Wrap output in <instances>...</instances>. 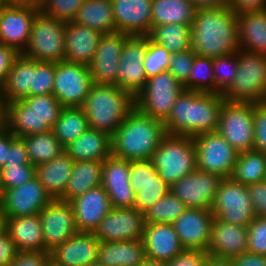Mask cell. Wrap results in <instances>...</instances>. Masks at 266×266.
<instances>
[{
  "label": "cell",
  "mask_w": 266,
  "mask_h": 266,
  "mask_svg": "<svg viewBox=\"0 0 266 266\" xmlns=\"http://www.w3.org/2000/svg\"><path fill=\"white\" fill-rule=\"evenodd\" d=\"M191 49L196 55L217 58L237 52V13L229 5L196 10L191 26Z\"/></svg>",
  "instance_id": "obj_1"
},
{
  "label": "cell",
  "mask_w": 266,
  "mask_h": 266,
  "mask_svg": "<svg viewBox=\"0 0 266 266\" xmlns=\"http://www.w3.org/2000/svg\"><path fill=\"white\" fill-rule=\"evenodd\" d=\"M224 101L221 94L183 90L163 122L166 134L195 137L217 131Z\"/></svg>",
  "instance_id": "obj_2"
},
{
  "label": "cell",
  "mask_w": 266,
  "mask_h": 266,
  "mask_svg": "<svg viewBox=\"0 0 266 266\" xmlns=\"http://www.w3.org/2000/svg\"><path fill=\"white\" fill-rule=\"evenodd\" d=\"M165 135L161 120L135 107L111 135V155L127 161L151 159Z\"/></svg>",
  "instance_id": "obj_3"
},
{
  "label": "cell",
  "mask_w": 266,
  "mask_h": 266,
  "mask_svg": "<svg viewBox=\"0 0 266 266\" xmlns=\"http://www.w3.org/2000/svg\"><path fill=\"white\" fill-rule=\"evenodd\" d=\"M63 107L53 94L29 96L5 103L1 120L19 138L45 133L52 130Z\"/></svg>",
  "instance_id": "obj_4"
},
{
  "label": "cell",
  "mask_w": 266,
  "mask_h": 266,
  "mask_svg": "<svg viewBox=\"0 0 266 266\" xmlns=\"http://www.w3.org/2000/svg\"><path fill=\"white\" fill-rule=\"evenodd\" d=\"M81 107L87 116L89 128L111 136L136 104L135 97L117 85L93 83Z\"/></svg>",
  "instance_id": "obj_5"
},
{
  "label": "cell",
  "mask_w": 266,
  "mask_h": 266,
  "mask_svg": "<svg viewBox=\"0 0 266 266\" xmlns=\"http://www.w3.org/2000/svg\"><path fill=\"white\" fill-rule=\"evenodd\" d=\"M150 160L159 176L171 186L197 169L193 137L166 134Z\"/></svg>",
  "instance_id": "obj_6"
},
{
  "label": "cell",
  "mask_w": 266,
  "mask_h": 266,
  "mask_svg": "<svg viewBox=\"0 0 266 266\" xmlns=\"http://www.w3.org/2000/svg\"><path fill=\"white\" fill-rule=\"evenodd\" d=\"M237 75L222 94L227 101L266 102V55L237 51Z\"/></svg>",
  "instance_id": "obj_7"
},
{
  "label": "cell",
  "mask_w": 266,
  "mask_h": 266,
  "mask_svg": "<svg viewBox=\"0 0 266 266\" xmlns=\"http://www.w3.org/2000/svg\"><path fill=\"white\" fill-rule=\"evenodd\" d=\"M66 22L46 16L39 11L32 23L24 56L40 61L58 63L65 60Z\"/></svg>",
  "instance_id": "obj_8"
},
{
  "label": "cell",
  "mask_w": 266,
  "mask_h": 266,
  "mask_svg": "<svg viewBox=\"0 0 266 266\" xmlns=\"http://www.w3.org/2000/svg\"><path fill=\"white\" fill-rule=\"evenodd\" d=\"M217 132L238 152L254 149L253 102H223Z\"/></svg>",
  "instance_id": "obj_9"
},
{
  "label": "cell",
  "mask_w": 266,
  "mask_h": 266,
  "mask_svg": "<svg viewBox=\"0 0 266 266\" xmlns=\"http://www.w3.org/2000/svg\"><path fill=\"white\" fill-rule=\"evenodd\" d=\"M183 90V85L164 71L147 79L145 88L135 97V104L142 113L164 122Z\"/></svg>",
  "instance_id": "obj_10"
},
{
  "label": "cell",
  "mask_w": 266,
  "mask_h": 266,
  "mask_svg": "<svg viewBox=\"0 0 266 266\" xmlns=\"http://www.w3.org/2000/svg\"><path fill=\"white\" fill-rule=\"evenodd\" d=\"M210 210L216 219L243 227L256 217L247 186L231 177L222 179Z\"/></svg>",
  "instance_id": "obj_11"
},
{
  "label": "cell",
  "mask_w": 266,
  "mask_h": 266,
  "mask_svg": "<svg viewBox=\"0 0 266 266\" xmlns=\"http://www.w3.org/2000/svg\"><path fill=\"white\" fill-rule=\"evenodd\" d=\"M197 154V169L231 177L238 152L217 132L193 137Z\"/></svg>",
  "instance_id": "obj_12"
},
{
  "label": "cell",
  "mask_w": 266,
  "mask_h": 266,
  "mask_svg": "<svg viewBox=\"0 0 266 266\" xmlns=\"http://www.w3.org/2000/svg\"><path fill=\"white\" fill-rule=\"evenodd\" d=\"M92 84L89 66L65 60L55 63L52 94L64 107H81Z\"/></svg>",
  "instance_id": "obj_13"
},
{
  "label": "cell",
  "mask_w": 266,
  "mask_h": 266,
  "mask_svg": "<svg viewBox=\"0 0 266 266\" xmlns=\"http://www.w3.org/2000/svg\"><path fill=\"white\" fill-rule=\"evenodd\" d=\"M148 36H129L123 46L118 65L116 85L136 97L146 86L143 60Z\"/></svg>",
  "instance_id": "obj_14"
},
{
  "label": "cell",
  "mask_w": 266,
  "mask_h": 266,
  "mask_svg": "<svg viewBox=\"0 0 266 266\" xmlns=\"http://www.w3.org/2000/svg\"><path fill=\"white\" fill-rule=\"evenodd\" d=\"M39 218L43 229L44 247L49 253L78 232L74 211L69 201L52 199L39 212Z\"/></svg>",
  "instance_id": "obj_15"
},
{
  "label": "cell",
  "mask_w": 266,
  "mask_h": 266,
  "mask_svg": "<svg viewBox=\"0 0 266 266\" xmlns=\"http://www.w3.org/2000/svg\"><path fill=\"white\" fill-rule=\"evenodd\" d=\"M39 11V6L6 3L0 9V43L23 53L29 42L35 15Z\"/></svg>",
  "instance_id": "obj_16"
},
{
  "label": "cell",
  "mask_w": 266,
  "mask_h": 266,
  "mask_svg": "<svg viewBox=\"0 0 266 266\" xmlns=\"http://www.w3.org/2000/svg\"><path fill=\"white\" fill-rule=\"evenodd\" d=\"M145 224L144 213L134 207L112 208L93 234L100 242L137 241L143 238Z\"/></svg>",
  "instance_id": "obj_17"
},
{
  "label": "cell",
  "mask_w": 266,
  "mask_h": 266,
  "mask_svg": "<svg viewBox=\"0 0 266 266\" xmlns=\"http://www.w3.org/2000/svg\"><path fill=\"white\" fill-rule=\"evenodd\" d=\"M222 177L196 169L170 186V192L187 208L211 209Z\"/></svg>",
  "instance_id": "obj_18"
},
{
  "label": "cell",
  "mask_w": 266,
  "mask_h": 266,
  "mask_svg": "<svg viewBox=\"0 0 266 266\" xmlns=\"http://www.w3.org/2000/svg\"><path fill=\"white\" fill-rule=\"evenodd\" d=\"M52 200L37 177L12 189L2 190L0 208L6 218L39 214Z\"/></svg>",
  "instance_id": "obj_19"
},
{
  "label": "cell",
  "mask_w": 266,
  "mask_h": 266,
  "mask_svg": "<svg viewBox=\"0 0 266 266\" xmlns=\"http://www.w3.org/2000/svg\"><path fill=\"white\" fill-rule=\"evenodd\" d=\"M129 36L120 32L102 35L89 65L93 83L116 85L121 52Z\"/></svg>",
  "instance_id": "obj_20"
},
{
  "label": "cell",
  "mask_w": 266,
  "mask_h": 266,
  "mask_svg": "<svg viewBox=\"0 0 266 266\" xmlns=\"http://www.w3.org/2000/svg\"><path fill=\"white\" fill-rule=\"evenodd\" d=\"M214 214L210 209L187 208L173 223L185 250H208Z\"/></svg>",
  "instance_id": "obj_21"
},
{
  "label": "cell",
  "mask_w": 266,
  "mask_h": 266,
  "mask_svg": "<svg viewBox=\"0 0 266 266\" xmlns=\"http://www.w3.org/2000/svg\"><path fill=\"white\" fill-rule=\"evenodd\" d=\"M101 186L112 208H133L135 194L130 186L129 161L110 155L103 161Z\"/></svg>",
  "instance_id": "obj_22"
},
{
  "label": "cell",
  "mask_w": 266,
  "mask_h": 266,
  "mask_svg": "<svg viewBox=\"0 0 266 266\" xmlns=\"http://www.w3.org/2000/svg\"><path fill=\"white\" fill-rule=\"evenodd\" d=\"M153 0H110L116 32L147 36L152 28Z\"/></svg>",
  "instance_id": "obj_23"
},
{
  "label": "cell",
  "mask_w": 266,
  "mask_h": 266,
  "mask_svg": "<svg viewBox=\"0 0 266 266\" xmlns=\"http://www.w3.org/2000/svg\"><path fill=\"white\" fill-rule=\"evenodd\" d=\"M78 232H94L99 222L112 209L105 189L100 185L69 201Z\"/></svg>",
  "instance_id": "obj_24"
},
{
  "label": "cell",
  "mask_w": 266,
  "mask_h": 266,
  "mask_svg": "<svg viewBox=\"0 0 266 266\" xmlns=\"http://www.w3.org/2000/svg\"><path fill=\"white\" fill-rule=\"evenodd\" d=\"M100 241L92 232H77L50 252L57 266H87L97 261Z\"/></svg>",
  "instance_id": "obj_25"
},
{
  "label": "cell",
  "mask_w": 266,
  "mask_h": 266,
  "mask_svg": "<svg viewBox=\"0 0 266 266\" xmlns=\"http://www.w3.org/2000/svg\"><path fill=\"white\" fill-rule=\"evenodd\" d=\"M142 240L150 260L167 263L185 250L172 224L146 223Z\"/></svg>",
  "instance_id": "obj_26"
},
{
  "label": "cell",
  "mask_w": 266,
  "mask_h": 266,
  "mask_svg": "<svg viewBox=\"0 0 266 266\" xmlns=\"http://www.w3.org/2000/svg\"><path fill=\"white\" fill-rule=\"evenodd\" d=\"M248 228L213 218L207 253L234 257L247 252Z\"/></svg>",
  "instance_id": "obj_27"
},
{
  "label": "cell",
  "mask_w": 266,
  "mask_h": 266,
  "mask_svg": "<svg viewBox=\"0 0 266 266\" xmlns=\"http://www.w3.org/2000/svg\"><path fill=\"white\" fill-rule=\"evenodd\" d=\"M102 33L71 22H66L65 61L89 66L98 47Z\"/></svg>",
  "instance_id": "obj_28"
},
{
  "label": "cell",
  "mask_w": 266,
  "mask_h": 266,
  "mask_svg": "<svg viewBox=\"0 0 266 266\" xmlns=\"http://www.w3.org/2000/svg\"><path fill=\"white\" fill-rule=\"evenodd\" d=\"M241 50L266 55V9L237 13Z\"/></svg>",
  "instance_id": "obj_29"
},
{
  "label": "cell",
  "mask_w": 266,
  "mask_h": 266,
  "mask_svg": "<svg viewBox=\"0 0 266 266\" xmlns=\"http://www.w3.org/2000/svg\"><path fill=\"white\" fill-rule=\"evenodd\" d=\"M42 230L39 214L6 219V231L18 252H47Z\"/></svg>",
  "instance_id": "obj_30"
},
{
  "label": "cell",
  "mask_w": 266,
  "mask_h": 266,
  "mask_svg": "<svg viewBox=\"0 0 266 266\" xmlns=\"http://www.w3.org/2000/svg\"><path fill=\"white\" fill-rule=\"evenodd\" d=\"M65 153L74 161H104L111 155V136L88 128L78 139L65 146Z\"/></svg>",
  "instance_id": "obj_31"
},
{
  "label": "cell",
  "mask_w": 266,
  "mask_h": 266,
  "mask_svg": "<svg viewBox=\"0 0 266 266\" xmlns=\"http://www.w3.org/2000/svg\"><path fill=\"white\" fill-rule=\"evenodd\" d=\"M74 161L64 152L36 167V177L52 199L61 198L72 175Z\"/></svg>",
  "instance_id": "obj_32"
},
{
  "label": "cell",
  "mask_w": 266,
  "mask_h": 266,
  "mask_svg": "<svg viewBox=\"0 0 266 266\" xmlns=\"http://www.w3.org/2000/svg\"><path fill=\"white\" fill-rule=\"evenodd\" d=\"M145 259L142 239L100 242L97 261L104 266H139Z\"/></svg>",
  "instance_id": "obj_33"
},
{
  "label": "cell",
  "mask_w": 266,
  "mask_h": 266,
  "mask_svg": "<svg viewBox=\"0 0 266 266\" xmlns=\"http://www.w3.org/2000/svg\"><path fill=\"white\" fill-rule=\"evenodd\" d=\"M31 86L32 59L21 53L9 70L3 88L0 91L1 107L7 102L23 100L25 97H29Z\"/></svg>",
  "instance_id": "obj_34"
},
{
  "label": "cell",
  "mask_w": 266,
  "mask_h": 266,
  "mask_svg": "<svg viewBox=\"0 0 266 266\" xmlns=\"http://www.w3.org/2000/svg\"><path fill=\"white\" fill-rule=\"evenodd\" d=\"M73 22L102 34L116 32L110 0H84Z\"/></svg>",
  "instance_id": "obj_35"
},
{
  "label": "cell",
  "mask_w": 266,
  "mask_h": 266,
  "mask_svg": "<svg viewBox=\"0 0 266 266\" xmlns=\"http://www.w3.org/2000/svg\"><path fill=\"white\" fill-rule=\"evenodd\" d=\"M103 161H76L62 200L71 201L101 185Z\"/></svg>",
  "instance_id": "obj_36"
},
{
  "label": "cell",
  "mask_w": 266,
  "mask_h": 266,
  "mask_svg": "<svg viewBox=\"0 0 266 266\" xmlns=\"http://www.w3.org/2000/svg\"><path fill=\"white\" fill-rule=\"evenodd\" d=\"M195 13L192 0H153L152 26L174 23L192 26Z\"/></svg>",
  "instance_id": "obj_37"
},
{
  "label": "cell",
  "mask_w": 266,
  "mask_h": 266,
  "mask_svg": "<svg viewBox=\"0 0 266 266\" xmlns=\"http://www.w3.org/2000/svg\"><path fill=\"white\" fill-rule=\"evenodd\" d=\"M231 178L243 185L266 180V154L257 150L238 153Z\"/></svg>",
  "instance_id": "obj_38"
},
{
  "label": "cell",
  "mask_w": 266,
  "mask_h": 266,
  "mask_svg": "<svg viewBox=\"0 0 266 266\" xmlns=\"http://www.w3.org/2000/svg\"><path fill=\"white\" fill-rule=\"evenodd\" d=\"M148 38L164 47L171 54L191 49V26L184 24H166L152 26Z\"/></svg>",
  "instance_id": "obj_39"
},
{
  "label": "cell",
  "mask_w": 266,
  "mask_h": 266,
  "mask_svg": "<svg viewBox=\"0 0 266 266\" xmlns=\"http://www.w3.org/2000/svg\"><path fill=\"white\" fill-rule=\"evenodd\" d=\"M21 139L26 146L29 161L34 166L51 161L65 152V147L55 137L52 130L23 136Z\"/></svg>",
  "instance_id": "obj_40"
},
{
  "label": "cell",
  "mask_w": 266,
  "mask_h": 266,
  "mask_svg": "<svg viewBox=\"0 0 266 266\" xmlns=\"http://www.w3.org/2000/svg\"><path fill=\"white\" fill-rule=\"evenodd\" d=\"M89 128L87 116L82 107H63L52 131L65 147L75 141Z\"/></svg>",
  "instance_id": "obj_41"
},
{
  "label": "cell",
  "mask_w": 266,
  "mask_h": 266,
  "mask_svg": "<svg viewBox=\"0 0 266 266\" xmlns=\"http://www.w3.org/2000/svg\"><path fill=\"white\" fill-rule=\"evenodd\" d=\"M183 87L184 90L216 94L213 58L195 55L190 74Z\"/></svg>",
  "instance_id": "obj_42"
},
{
  "label": "cell",
  "mask_w": 266,
  "mask_h": 266,
  "mask_svg": "<svg viewBox=\"0 0 266 266\" xmlns=\"http://www.w3.org/2000/svg\"><path fill=\"white\" fill-rule=\"evenodd\" d=\"M186 209L187 206L169 192L144 212L145 223L172 224Z\"/></svg>",
  "instance_id": "obj_43"
},
{
  "label": "cell",
  "mask_w": 266,
  "mask_h": 266,
  "mask_svg": "<svg viewBox=\"0 0 266 266\" xmlns=\"http://www.w3.org/2000/svg\"><path fill=\"white\" fill-rule=\"evenodd\" d=\"M237 70V52L213 58L216 94L222 95L232 85Z\"/></svg>",
  "instance_id": "obj_44"
},
{
  "label": "cell",
  "mask_w": 266,
  "mask_h": 266,
  "mask_svg": "<svg viewBox=\"0 0 266 266\" xmlns=\"http://www.w3.org/2000/svg\"><path fill=\"white\" fill-rule=\"evenodd\" d=\"M55 63L32 59V86L29 96L52 94L54 86Z\"/></svg>",
  "instance_id": "obj_45"
},
{
  "label": "cell",
  "mask_w": 266,
  "mask_h": 266,
  "mask_svg": "<svg viewBox=\"0 0 266 266\" xmlns=\"http://www.w3.org/2000/svg\"><path fill=\"white\" fill-rule=\"evenodd\" d=\"M169 192L170 185L157 173L147 185L141 188V191L135 194L133 207L144 213Z\"/></svg>",
  "instance_id": "obj_46"
},
{
  "label": "cell",
  "mask_w": 266,
  "mask_h": 266,
  "mask_svg": "<svg viewBox=\"0 0 266 266\" xmlns=\"http://www.w3.org/2000/svg\"><path fill=\"white\" fill-rule=\"evenodd\" d=\"M84 0H41L40 11L48 17L71 22L77 15Z\"/></svg>",
  "instance_id": "obj_47"
},
{
  "label": "cell",
  "mask_w": 266,
  "mask_h": 266,
  "mask_svg": "<svg viewBox=\"0 0 266 266\" xmlns=\"http://www.w3.org/2000/svg\"><path fill=\"white\" fill-rule=\"evenodd\" d=\"M170 58V52L148 38L146 55L143 60L146 78L149 79L161 72L168 71Z\"/></svg>",
  "instance_id": "obj_48"
},
{
  "label": "cell",
  "mask_w": 266,
  "mask_h": 266,
  "mask_svg": "<svg viewBox=\"0 0 266 266\" xmlns=\"http://www.w3.org/2000/svg\"><path fill=\"white\" fill-rule=\"evenodd\" d=\"M36 177L34 165L4 166L0 169L1 190L12 189Z\"/></svg>",
  "instance_id": "obj_49"
},
{
  "label": "cell",
  "mask_w": 266,
  "mask_h": 266,
  "mask_svg": "<svg viewBox=\"0 0 266 266\" xmlns=\"http://www.w3.org/2000/svg\"><path fill=\"white\" fill-rule=\"evenodd\" d=\"M157 169L150 159L129 161V180L134 194L141 191L157 174Z\"/></svg>",
  "instance_id": "obj_50"
},
{
  "label": "cell",
  "mask_w": 266,
  "mask_h": 266,
  "mask_svg": "<svg viewBox=\"0 0 266 266\" xmlns=\"http://www.w3.org/2000/svg\"><path fill=\"white\" fill-rule=\"evenodd\" d=\"M247 228V251L255 254L266 255V216L255 217Z\"/></svg>",
  "instance_id": "obj_51"
},
{
  "label": "cell",
  "mask_w": 266,
  "mask_h": 266,
  "mask_svg": "<svg viewBox=\"0 0 266 266\" xmlns=\"http://www.w3.org/2000/svg\"><path fill=\"white\" fill-rule=\"evenodd\" d=\"M195 53L192 49L171 54L168 71L183 85L190 74Z\"/></svg>",
  "instance_id": "obj_52"
},
{
  "label": "cell",
  "mask_w": 266,
  "mask_h": 266,
  "mask_svg": "<svg viewBox=\"0 0 266 266\" xmlns=\"http://www.w3.org/2000/svg\"><path fill=\"white\" fill-rule=\"evenodd\" d=\"M254 150L266 154V102L253 103Z\"/></svg>",
  "instance_id": "obj_53"
},
{
  "label": "cell",
  "mask_w": 266,
  "mask_h": 266,
  "mask_svg": "<svg viewBox=\"0 0 266 266\" xmlns=\"http://www.w3.org/2000/svg\"><path fill=\"white\" fill-rule=\"evenodd\" d=\"M256 217L266 216V180L247 186Z\"/></svg>",
  "instance_id": "obj_54"
},
{
  "label": "cell",
  "mask_w": 266,
  "mask_h": 266,
  "mask_svg": "<svg viewBox=\"0 0 266 266\" xmlns=\"http://www.w3.org/2000/svg\"><path fill=\"white\" fill-rule=\"evenodd\" d=\"M49 260V252H18L14 260L8 266H45Z\"/></svg>",
  "instance_id": "obj_55"
},
{
  "label": "cell",
  "mask_w": 266,
  "mask_h": 266,
  "mask_svg": "<svg viewBox=\"0 0 266 266\" xmlns=\"http://www.w3.org/2000/svg\"><path fill=\"white\" fill-rule=\"evenodd\" d=\"M32 165L28 158L26 146L23 140L17 137L8 151L7 160L4 166Z\"/></svg>",
  "instance_id": "obj_56"
},
{
  "label": "cell",
  "mask_w": 266,
  "mask_h": 266,
  "mask_svg": "<svg viewBox=\"0 0 266 266\" xmlns=\"http://www.w3.org/2000/svg\"><path fill=\"white\" fill-rule=\"evenodd\" d=\"M19 55L20 53L15 48L0 43V91L9 70Z\"/></svg>",
  "instance_id": "obj_57"
},
{
  "label": "cell",
  "mask_w": 266,
  "mask_h": 266,
  "mask_svg": "<svg viewBox=\"0 0 266 266\" xmlns=\"http://www.w3.org/2000/svg\"><path fill=\"white\" fill-rule=\"evenodd\" d=\"M207 252L199 250H184L178 256L167 262V266H202Z\"/></svg>",
  "instance_id": "obj_58"
},
{
  "label": "cell",
  "mask_w": 266,
  "mask_h": 266,
  "mask_svg": "<svg viewBox=\"0 0 266 266\" xmlns=\"http://www.w3.org/2000/svg\"><path fill=\"white\" fill-rule=\"evenodd\" d=\"M18 250L7 231L0 234V266H8L16 257Z\"/></svg>",
  "instance_id": "obj_59"
},
{
  "label": "cell",
  "mask_w": 266,
  "mask_h": 266,
  "mask_svg": "<svg viewBox=\"0 0 266 266\" xmlns=\"http://www.w3.org/2000/svg\"><path fill=\"white\" fill-rule=\"evenodd\" d=\"M232 266H266V255L245 252L231 257Z\"/></svg>",
  "instance_id": "obj_60"
},
{
  "label": "cell",
  "mask_w": 266,
  "mask_h": 266,
  "mask_svg": "<svg viewBox=\"0 0 266 266\" xmlns=\"http://www.w3.org/2000/svg\"><path fill=\"white\" fill-rule=\"evenodd\" d=\"M17 137L3 124H0V169L4 167L11 143Z\"/></svg>",
  "instance_id": "obj_61"
},
{
  "label": "cell",
  "mask_w": 266,
  "mask_h": 266,
  "mask_svg": "<svg viewBox=\"0 0 266 266\" xmlns=\"http://www.w3.org/2000/svg\"><path fill=\"white\" fill-rule=\"evenodd\" d=\"M229 7L236 13L246 10L266 9V0H229Z\"/></svg>",
  "instance_id": "obj_62"
},
{
  "label": "cell",
  "mask_w": 266,
  "mask_h": 266,
  "mask_svg": "<svg viewBox=\"0 0 266 266\" xmlns=\"http://www.w3.org/2000/svg\"><path fill=\"white\" fill-rule=\"evenodd\" d=\"M196 10L199 9H214L223 7L229 4V0H192Z\"/></svg>",
  "instance_id": "obj_63"
},
{
  "label": "cell",
  "mask_w": 266,
  "mask_h": 266,
  "mask_svg": "<svg viewBox=\"0 0 266 266\" xmlns=\"http://www.w3.org/2000/svg\"><path fill=\"white\" fill-rule=\"evenodd\" d=\"M202 266H232L231 258L207 253Z\"/></svg>",
  "instance_id": "obj_64"
},
{
  "label": "cell",
  "mask_w": 266,
  "mask_h": 266,
  "mask_svg": "<svg viewBox=\"0 0 266 266\" xmlns=\"http://www.w3.org/2000/svg\"><path fill=\"white\" fill-rule=\"evenodd\" d=\"M7 4H26V5H34L39 6L41 0H5Z\"/></svg>",
  "instance_id": "obj_65"
},
{
  "label": "cell",
  "mask_w": 266,
  "mask_h": 266,
  "mask_svg": "<svg viewBox=\"0 0 266 266\" xmlns=\"http://www.w3.org/2000/svg\"><path fill=\"white\" fill-rule=\"evenodd\" d=\"M139 266H167V263L146 258Z\"/></svg>",
  "instance_id": "obj_66"
},
{
  "label": "cell",
  "mask_w": 266,
  "mask_h": 266,
  "mask_svg": "<svg viewBox=\"0 0 266 266\" xmlns=\"http://www.w3.org/2000/svg\"><path fill=\"white\" fill-rule=\"evenodd\" d=\"M6 219L4 212L0 208V234L6 231Z\"/></svg>",
  "instance_id": "obj_67"
},
{
  "label": "cell",
  "mask_w": 266,
  "mask_h": 266,
  "mask_svg": "<svg viewBox=\"0 0 266 266\" xmlns=\"http://www.w3.org/2000/svg\"><path fill=\"white\" fill-rule=\"evenodd\" d=\"M87 266H104V265H102L100 262H98V261H95V262H92V263H90V264H88Z\"/></svg>",
  "instance_id": "obj_68"
},
{
  "label": "cell",
  "mask_w": 266,
  "mask_h": 266,
  "mask_svg": "<svg viewBox=\"0 0 266 266\" xmlns=\"http://www.w3.org/2000/svg\"><path fill=\"white\" fill-rule=\"evenodd\" d=\"M45 266H57V265L54 264L51 260H49Z\"/></svg>",
  "instance_id": "obj_69"
},
{
  "label": "cell",
  "mask_w": 266,
  "mask_h": 266,
  "mask_svg": "<svg viewBox=\"0 0 266 266\" xmlns=\"http://www.w3.org/2000/svg\"><path fill=\"white\" fill-rule=\"evenodd\" d=\"M6 4L5 0H0V9Z\"/></svg>",
  "instance_id": "obj_70"
},
{
  "label": "cell",
  "mask_w": 266,
  "mask_h": 266,
  "mask_svg": "<svg viewBox=\"0 0 266 266\" xmlns=\"http://www.w3.org/2000/svg\"><path fill=\"white\" fill-rule=\"evenodd\" d=\"M1 198H2V190H1V187H0V201H1Z\"/></svg>",
  "instance_id": "obj_71"
},
{
  "label": "cell",
  "mask_w": 266,
  "mask_h": 266,
  "mask_svg": "<svg viewBox=\"0 0 266 266\" xmlns=\"http://www.w3.org/2000/svg\"><path fill=\"white\" fill-rule=\"evenodd\" d=\"M2 123V120H1V110H0V124Z\"/></svg>",
  "instance_id": "obj_72"
}]
</instances>
